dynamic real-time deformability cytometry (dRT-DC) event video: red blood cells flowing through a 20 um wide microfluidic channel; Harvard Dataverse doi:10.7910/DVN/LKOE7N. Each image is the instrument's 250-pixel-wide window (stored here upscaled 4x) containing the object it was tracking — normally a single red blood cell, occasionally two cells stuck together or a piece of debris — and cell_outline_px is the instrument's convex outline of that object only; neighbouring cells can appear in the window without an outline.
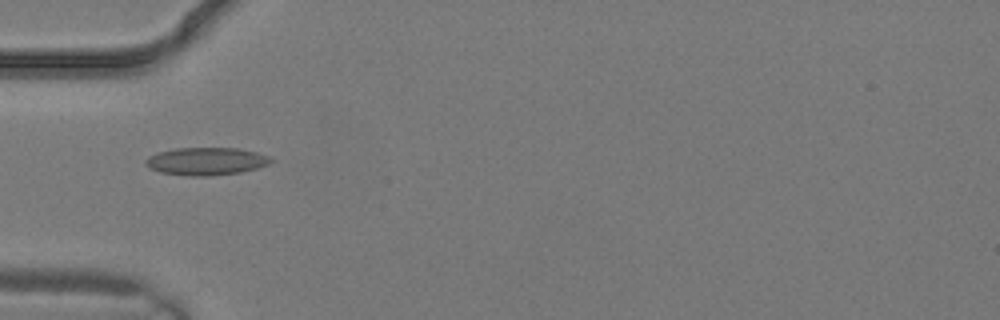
{"species": "common noctule bat (a hibernating species)", "species_latin": "Nyctalus noctula", "temperature_condition": "warm", "stored_images_in_passage": 3, "camera_frame_rate_fps": 3000, "um_per_image_px": 0.085, "animal": {"sex": "male", "body_mass_g": 19.2, "forearm_length_mm": 51.8}, "frame": {"image": 1, "passage_image": 3, "time_ms": 0.667, "image_size_px": [1000, 320], "cell_outline_px": [[272, 160], [268, 164], [256, 168], [240, 172], [208, 176], [192, 176], [160, 172], [148, 168], [144, 164], [144, 160], [148, 156], [156, 152], [176, 148], [240, 148], [256, 152], [268, 156]], "centroid_in_image_um": [17.46, 13.7], "position_along_channel_um": 67.5, "area_um2": 20.23}}